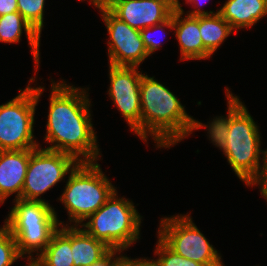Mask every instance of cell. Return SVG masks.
I'll list each match as a JSON object with an SVG mask.
<instances>
[{
    "label": "cell",
    "instance_id": "23",
    "mask_svg": "<svg viewBox=\"0 0 267 266\" xmlns=\"http://www.w3.org/2000/svg\"><path fill=\"white\" fill-rule=\"evenodd\" d=\"M19 258L23 257L19 254L16 240L3 225L0 227V266H12Z\"/></svg>",
    "mask_w": 267,
    "mask_h": 266
},
{
    "label": "cell",
    "instance_id": "17",
    "mask_svg": "<svg viewBox=\"0 0 267 266\" xmlns=\"http://www.w3.org/2000/svg\"><path fill=\"white\" fill-rule=\"evenodd\" d=\"M14 236L19 254L33 262L46 248L59 226L7 227ZM34 252L36 257H33ZM39 252V253H38ZM28 256H27V255ZM26 255V257H25Z\"/></svg>",
    "mask_w": 267,
    "mask_h": 266
},
{
    "label": "cell",
    "instance_id": "7",
    "mask_svg": "<svg viewBox=\"0 0 267 266\" xmlns=\"http://www.w3.org/2000/svg\"><path fill=\"white\" fill-rule=\"evenodd\" d=\"M160 220L158 237L176 254L205 266H221L222 256L201 233L190 214Z\"/></svg>",
    "mask_w": 267,
    "mask_h": 266
},
{
    "label": "cell",
    "instance_id": "21",
    "mask_svg": "<svg viewBox=\"0 0 267 266\" xmlns=\"http://www.w3.org/2000/svg\"><path fill=\"white\" fill-rule=\"evenodd\" d=\"M18 12L41 36L44 26L45 0H17Z\"/></svg>",
    "mask_w": 267,
    "mask_h": 266
},
{
    "label": "cell",
    "instance_id": "19",
    "mask_svg": "<svg viewBox=\"0 0 267 266\" xmlns=\"http://www.w3.org/2000/svg\"><path fill=\"white\" fill-rule=\"evenodd\" d=\"M71 252V226L60 227L51 236L44 251L33 261L37 266H74Z\"/></svg>",
    "mask_w": 267,
    "mask_h": 266
},
{
    "label": "cell",
    "instance_id": "26",
    "mask_svg": "<svg viewBox=\"0 0 267 266\" xmlns=\"http://www.w3.org/2000/svg\"><path fill=\"white\" fill-rule=\"evenodd\" d=\"M121 252L123 251L111 250L105 257H103L98 262L93 263L91 266H115V264L124 256L123 254L120 255ZM116 254L120 256L118 257Z\"/></svg>",
    "mask_w": 267,
    "mask_h": 266
},
{
    "label": "cell",
    "instance_id": "22",
    "mask_svg": "<svg viewBox=\"0 0 267 266\" xmlns=\"http://www.w3.org/2000/svg\"><path fill=\"white\" fill-rule=\"evenodd\" d=\"M155 248L156 260L150 259L152 266H205L202 263L184 258L171 250L159 237Z\"/></svg>",
    "mask_w": 267,
    "mask_h": 266
},
{
    "label": "cell",
    "instance_id": "30",
    "mask_svg": "<svg viewBox=\"0 0 267 266\" xmlns=\"http://www.w3.org/2000/svg\"><path fill=\"white\" fill-rule=\"evenodd\" d=\"M85 1V0H81ZM114 0H89L90 4H93L99 10L109 9Z\"/></svg>",
    "mask_w": 267,
    "mask_h": 266
},
{
    "label": "cell",
    "instance_id": "12",
    "mask_svg": "<svg viewBox=\"0 0 267 266\" xmlns=\"http://www.w3.org/2000/svg\"><path fill=\"white\" fill-rule=\"evenodd\" d=\"M184 10L180 1L175 0L173 11V25L175 37L178 40L181 60H203L211 58V54L204 48L199 30V16L183 17Z\"/></svg>",
    "mask_w": 267,
    "mask_h": 266
},
{
    "label": "cell",
    "instance_id": "14",
    "mask_svg": "<svg viewBox=\"0 0 267 266\" xmlns=\"http://www.w3.org/2000/svg\"><path fill=\"white\" fill-rule=\"evenodd\" d=\"M10 208L8 218L4 221L6 227L62 226L55 209L50 203L43 201L17 199Z\"/></svg>",
    "mask_w": 267,
    "mask_h": 266
},
{
    "label": "cell",
    "instance_id": "18",
    "mask_svg": "<svg viewBox=\"0 0 267 266\" xmlns=\"http://www.w3.org/2000/svg\"><path fill=\"white\" fill-rule=\"evenodd\" d=\"M112 249L87 234L80 226L71 225V252L74 266H91Z\"/></svg>",
    "mask_w": 267,
    "mask_h": 266
},
{
    "label": "cell",
    "instance_id": "3",
    "mask_svg": "<svg viewBox=\"0 0 267 266\" xmlns=\"http://www.w3.org/2000/svg\"><path fill=\"white\" fill-rule=\"evenodd\" d=\"M140 138L151 136L157 148H170L202 128V123L190 116L176 95L147 74L140 83Z\"/></svg>",
    "mask_w": 267,
    "mask_h": 266
},
{
    "label": "cell",
    "instance_id": "27",
    "mask_svg": "<svg viewBox=\"0 0 267 266\" xmlns=\"http://www.w3.org/2000/svg\"><path fill=\"white\" fill-rule=\"evenodd\" d=\"M186 3H190V4H193L192 7L194 6V10L192 11H187V14L185 15H188V16H191V17H198V16H204V15H212V14H216V13H219L220 12V9L217 10V12H215L214 10L213 11H205L204 9L201 8V2L202 0H185ZM203 1H207V0H203ZM204 3V2H203ZM201 5V6H200ZM197 8V9H196ZM202 9V10H201Z\"/></svg>",
    "mask_w": 267,
    "mask_h": 266
},
{
    "label": "cell",
    "instance_id": "10",
    "mask_svg": "<svg viewBox=\"0 0 267 266\" xmlns=\"http://www.w3.org/2000/svg\"><path fill=\"white\" fill-rule=\"evenodd\" d=\"M137 66L109 65L110 99L128 123L131 131L140 137V83L142 72Z\"/></svg>",
    "mask_w": 267,
    "mask_h": 266
},
{
    "label": "cell",
    "instance_id": "29",
    "mask_svg": "<svg viewBox=\"0 0 267 266\" xmlns=\"http://www.w3.org/2000/svg\"><path fill=\"white\" fill-rule=\"evenodd\" d=\"M18 11L17 0H0V16Z\"/></svg>",
    "mask_w": 267,
    "mask_h": 266
},
{
    "label": "cell",
    "instance_id": "24",
    "mask_svg": "<svg viewBox=\"0 0 267 266\" xmlns=\"http://www.w3.org/2000/svg\"><path fill=\"white\" fill-rule=\"evenodd\" d=\"M164 28H169L170 30H174V25H173V13L172 16L167 19L166 21L151 26V27H147L144 28L143 30L140 31L141 34V38L144 42V46L147 49L148 54L151 56V54H153L156 50H158L161 46V41H157L156 39L153 38V36H151V32L152 34L156 31H161L163 34ZM154 30V31H153Z\"/></svg>",
    "mask_w": 267,
    "mask_h": 266
},
{
    "label": "cell",
    "instance_id": "31",
    "mask_svg": "<svg viewBox=\"0 0 267 266\" xmlns=\"http://www.w3.org/2000/svg\"><path fill=\"white\" fill-rule=\"evenodd\" d=\"M28 264L26 266H37L34 262H27ZM25 266V265H24Z\"/></svg>",
    "mask_w": 267,
    "mask_h": 266
},
{
    "label": "cell",
    "instance_id": "5",
    "mask_svg": "<svg viewBox=\"0 0 267 266\" xmlns=\"http://www.w3.org/2000/svg\"><path fill=\"white\" fill-rule=\"evenodd\" d=\"M135 207L131 200L118 197L115 190L105 204L86 219L88 222L79 226L112 250L126 251L140 238L142 216Z\"/></svg>",
    "mask_w": 267,
    "mask_h": 266
},
{
    "label": "cell",
    "instance_id": "13",
    "mask_svg": "<svg viewBox=\"0 0 267 266\" xmlns=\"http://www.w3.org/2000/svg\"><path fill=\"white\" fill-rule=\"evenodd\" d=\"M30 149L0 151V205L10 195L22 198Z\"/></svg>",
    "mask_w": 267,
    "mask_h": 266
},
{
    "label": "cell",
    "instance_id": "28",
    "mask_svg": "<svg viewBox=\"0 0 267 266\" xmlns=\"http://www.w3.org/2000/svg\"><path fill=\"white\" fill-rule=\"evenodd\" d=\"M151 260L147 258H136L131 259L127 256H123L116 264L115 266H151Z\"/></svg>",
    "mask_w": 267,
    "mask_h": 266
},
{
    "label": "cell",
    "instance_id": "9",
    "mask_svg": "<svg viewBox=\"0 0 267 266\" xmlns=\"http://www.w3.org/2000/svg\"><path fill=\"white\" fill-rule=\"evenodd\" d=\"M100 13L109 34V65L140 67L139 65L150 56L140 30L130 27L109 9H102Z\"/></svg>",
    "mask_w": 267,
    "mask_h": 266
},
{
    "label": "cell",
    "instance_id": "2",
    "mask_svg": "<svg viewBox=\"0 0 267 266\" xmlns=\"http://www.w3.org/2000/svg\"><path fill=\"white\" fill-rule=\"evenodd\" d=\"M225 90L227 116H216L208 125L202 123L201 127L208 130L209 140L211 138L213 145L222 150L237 177L248 186L261 168V133L238 96L227 87Z\"/></svg>",
    "mask_w": 267,
    "mask_h": 266
},
{
    "label": "cell",
    "instance_id": "15",
    "mask_svg": "<svg viewBox=\"0 0 267 266\" xmlns=\"http://www.w3.org/2000/svg\"><path fill=\"white\" fill-rule=\"evenodd\" d=\"M219 13L233 30L252 28L267 16V0H227Z\"/></svg>",
    "mask_w": 267,
    "mask_h": 266
},
{
    "label": "cell",
    "instance_id": "20",
    "mask_svg": "<svg viewBox=\"0 0 267 266\" xmlns=\"http://www.w3.org/2000/svg\"><path fill=\"white\" fill-rule=\"evenodd\" d=\"M199 30L204 48L211 55L235 31L220 13L199 16Z\"/></svg>",
    "mask_w": 267,
    "mask_h": 266
},
{
    "label": "cell",
    "instance_id": "11",
    "mask_svg": "<svg viewBox=\"0 0 267 266\" xmlns=\"http://www.w3.org/2000/svg\"><path fill=\"white\" fill-rule=\"evenodd\" d=\"M109 10L141 31L169 19L175 10V0H114Z\"/></svg>",
    "mask_w": 267,
    "mask_h": 266
},
{
    "label": "cell",
    "instance_id": "1",
    "mask_svg": "<svg viewBox=\"0 0 267 266\" xmlns=\"http://www.w3.org/2000/svg\"><path fill=\"white\" fill-rule=\"evenodd\" d=\"M45 149L73 155L79 162L101 158L91 118V101L86 88L51 80Z\"/></svg>",
    "mask_w": 267,
    "mask_h": 266
},
{
    "label": "cell",
    "instance_id": "16",
    "mask_svg": "<svg viewBox=\"0 0 267 266\" xmlns=\"http://www.w3.org/2000/svg\"><path fill=\"white\" fill-rule=\"evenodd\" d=\"M23 30L27 36L26 38L28 39V44L31 47L33 59L36 64L34 67L37 72L40 63L39 49L41 36L18 11L0 16V42L19 43L21 36L23 35Z\"/></svg>",
    "mask_w": 267,
    "mask_h": 266
},
{
    "label": "cell",
    "instance_id": "25",
    "mask_svg": "<svg viewBox=\"0 0 267 266\" xmlns=\"http://www.w3.org/2000/svg\"><path fill=\"white\" fill-rule=\"evenodd\" d=\"M262 156L263 164L261 165L260 171L248 186L252 187L259 185L261 196L264 197L267 201V149L265 151L263 150Z\"/></svg>",
    "mask_w": 267,
    "mask_h": 266
},
{
    "label": "cell",
    "instance_id": "4",
    "mask_svg": "<svg viewBox=\"0 0 267 266\" xmlns=\"http://www.w3.org/2000/svg\"><path fill=\"white\" fill-rule=\"evenodd\" d=\"M67 178L58 199L67 210L70 226L86 222L116 190L98 162H79Z\"/></svg>",
    "mask_w": 267,
    "mask_h": 266
},
{
    "label": "cell",
    "instance_id": "6",
    "mask_svg": "<svg viewBox=\"0 0 267 266\" xmlns=\"http://www.w3.org/2000/svg\"><path fill=\"white\" fill-rule=\"evenodd\" d=\"M45 87L30 83L9 102L0 105V151L35 149L34 115Z\"/></svg>",
    "mask_w": 267,
    "mask_h": 266
},
{
    "label": "cell",
    "instance_id": "8",
    "mask_svg": "<svg viewBox=\"0 0 267 266\" xmlns=\"http://www.w3.org/2000/svg\"><path fill=\"white\" fill-rule=\"evenodd\" d=\"M78 163L79 161L68 153L42 149L40 146L30 149L22 199L49 203L41 199L40 195L62 181Z\"/></svg>",
    "mask_w": 267,
    "mask_h": 266
}]
</instances>
